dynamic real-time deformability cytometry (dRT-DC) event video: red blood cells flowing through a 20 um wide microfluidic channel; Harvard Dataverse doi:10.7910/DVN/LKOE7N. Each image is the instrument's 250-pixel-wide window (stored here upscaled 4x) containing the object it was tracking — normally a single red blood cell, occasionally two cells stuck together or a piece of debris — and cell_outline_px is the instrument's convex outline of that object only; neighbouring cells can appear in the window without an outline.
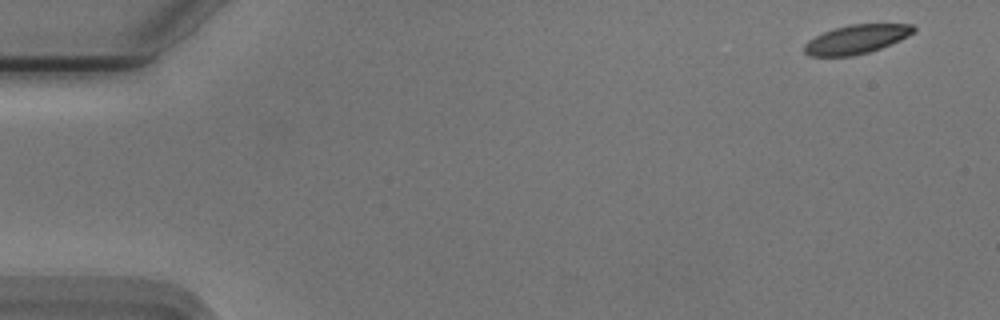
{"species": "Egyptian fruit bat (a non-hibernating species)", "species_latin": "Rousettus aegyptiacus", "temperature_condition": "cold", "stored_images_in_passage": 50, "camera_frame_rate_fps": 3000, "um_per_image_px": 0.085, "animal": {"sex": "male"}, "frame": {"image": 1, "passage_image": 1, "time_ms": 0.0, "image_size_px": [1000, 320], "cell_outline_px": [[916, 32], [900, 40], [880, 48], [868, 52], [852, 56], [808, 56], [804, 52], [804, 44], [808, 40], [832, 28], [848, 24], [912, 24], [916, 28]], "centroid_in_image_um": [72.79, 3.33], "position_along_channel_um": 12.2, "area_um2": 18.5}}
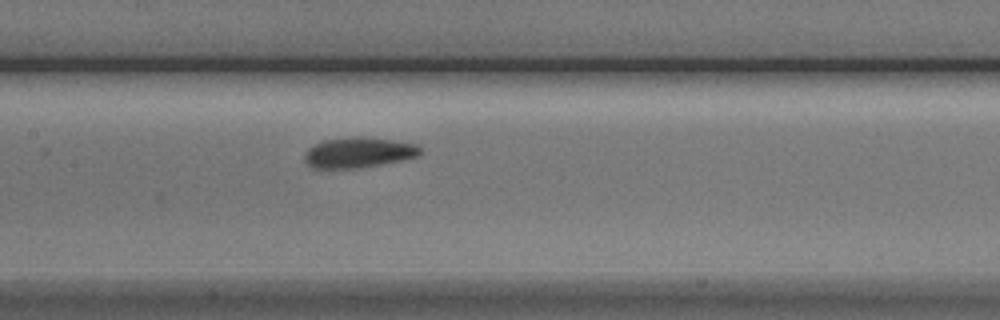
{"frame": {"image": 2, "passage_image": 25, "time_ms": 8.0, "image_size_px": [1000, 320], "cell_outline_px": [[420, 152], [416, 156], [404, 160], [360, 168], [312, 168], [304, 160], [304, 152], [308, 148], [324, 140], [352, 136], [356, 136], [392, 140], [416, 144], [420, 148]], "centroid_in_image_um": [30.44, 12.97], "position_along_channel_um": 177.0, "area_um2": 20.46}}
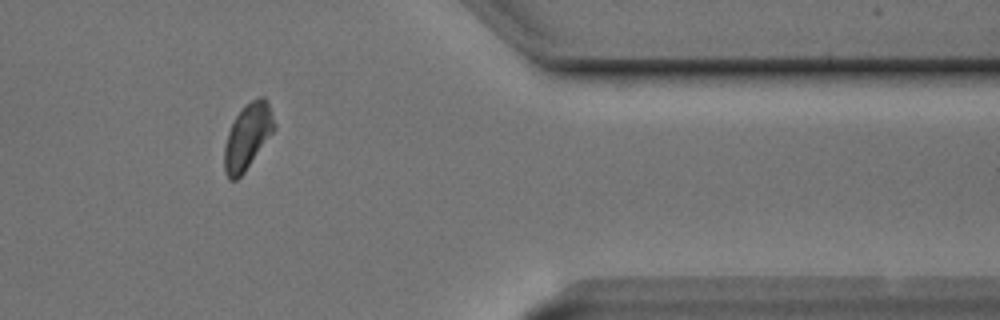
{"frame": {"image": 3, "passage_image": 44, "time_ms": 14.333, "image_size_px": [1000, 320], "cell_outline_px": [[276, 128], [244, 172], [236, 180], [228, 180], [224, 172], [224, 148], [228, 132], [236, 116], [252, 100], [260, 96], [264, 96], [272, 112], [276, 124]], "centroid_in_image_um": [21.05, 11.63], "position_along_channel_um": 390.4, "area_um2": 18.79}, "authors_computed_cell_mechanics": {"area_um2": 19.7676, "velocity_mm_per_s": 3.7046, "shape_relaxation_time_tau1_ms": 2.9817, "shape_relaxation_time_tau2_ms": 4.4974, "deformation_change_tau1": 0.1225, "deformation_change_tau2": 0.1158}}